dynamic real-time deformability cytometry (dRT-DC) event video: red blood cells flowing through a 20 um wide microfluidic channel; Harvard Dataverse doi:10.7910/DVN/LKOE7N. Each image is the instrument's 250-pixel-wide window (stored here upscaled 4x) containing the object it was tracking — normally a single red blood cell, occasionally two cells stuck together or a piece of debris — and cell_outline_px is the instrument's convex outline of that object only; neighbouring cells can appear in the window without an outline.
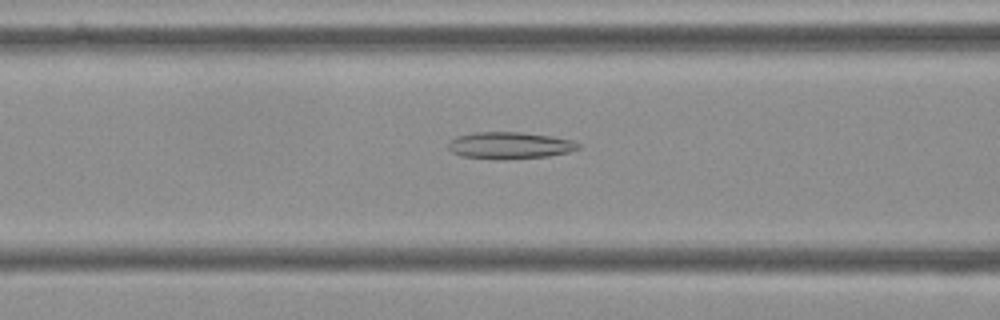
{"species": "Egyptian fruit bat (a non-hibernating species)", "species_latin": "Rousettus aegyptiacus", "temperature_condition": "cold", "stored_images_in_passage": 55, "camera_frame_rate_fps": 3000, "um_per_image_px": 0.085, "frame": {"image": 1, "passage_image": 22, "time_ms": 7.0, "image_size_px": [1000, 320], "cell_outline_px": [[580, 148], [568, 152], [548, 156], [508, 160], [496, 160], [460, 156], [452, 152], [448, 148], [448, 140], [456, 136], [472, 132], [520, 132], [552, 136], [572, 140], [580, 144]], "centroid_in_image_um": [43.28, 12.37], "position_along_channel_um": 123.3, "area_um2": 20.75}}
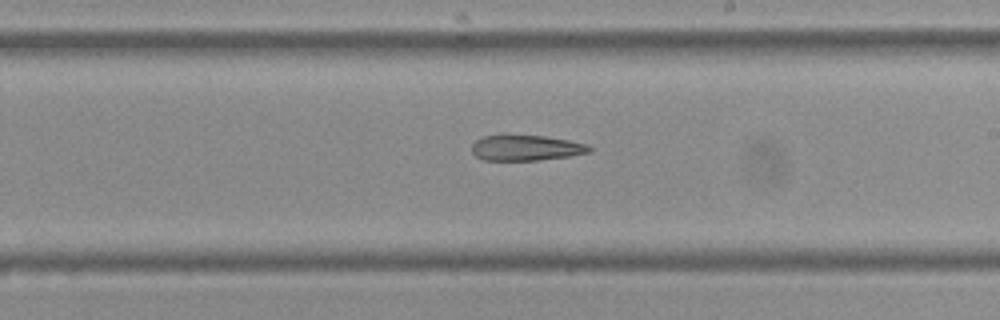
{"frame": {"image": 2, "passage_image": 32, "time_ms": 10.333, "image_size_px": [1000, 320], "cell_outline_px": [[592, 152], [572, 156], [540, 160], [484, 160], [476, 156], [472, 152], [472, 144], [476, 140], [484, 136], [504, 132], [544, 136], [568, 140], [588, 144], [592, 148]], "centroid_in_image_um": [44.7, 12.53], "position_along_channel_um": 244.3, "area_um2": 18.26}}
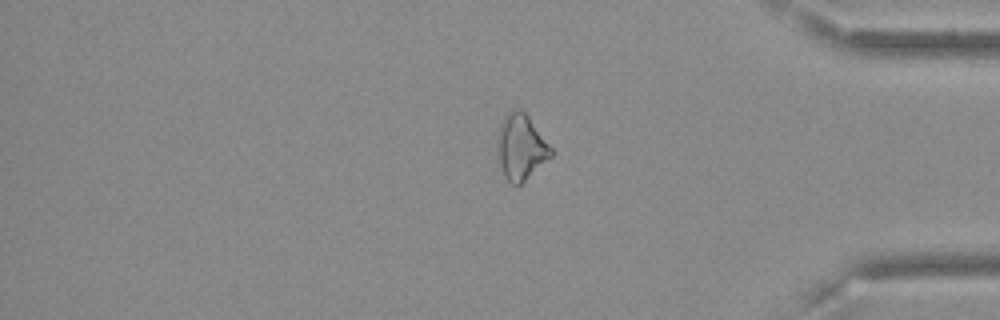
{"frame": {"image": 3, "passage_image": 46, "time_ms": 15.0, "image_size_px": [1000, 320], "cell_outline_px": [[556, 152], [552, 156], [516, 188], [504, 176], [496, 152], [496, 136], [500, 124], [504, 116], [508, 112], [520, 108], [528, 116]], "centroid_in_image_um": [44.27, 12.51], "position_along_channel_um": 390.9, "area_um2": 20.81}, "authors_computed_cell_mechanics": {"area_um2": 21.097, "velocity_mm_per_s": 3.6271, "shape_relaxation_time_tau1_ms": null, "shape_relaxation_time_tau2_ms": 11.0675, "deformation_change_tau1": null, "deformation_change_tau2": 0.2426}}